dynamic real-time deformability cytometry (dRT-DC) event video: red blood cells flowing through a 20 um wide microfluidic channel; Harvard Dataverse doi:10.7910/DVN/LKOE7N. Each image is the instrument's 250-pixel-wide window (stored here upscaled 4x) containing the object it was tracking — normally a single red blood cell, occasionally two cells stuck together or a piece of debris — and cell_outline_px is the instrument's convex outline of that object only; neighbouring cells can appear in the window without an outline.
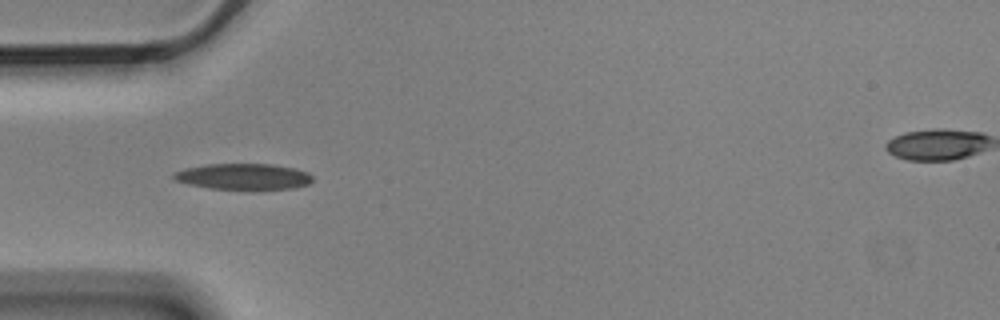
{"species": "Egyptian fruit bat (a non-hibernating species)", "species_latin": "Rousettus aegyptiacus", "temperature_condition": "cold", "stored_images_in_passage": 8, "camera_frame_rate_fps": 3000, "um_per_image_px": 0.085, "animal": {"sex": "male"}, "frame": {"image": 1, "passage_image": 5, "time_ms": 1.333, "image_size_px": [1000, 320], "cell_outline_px": [[312, 180], [308, 184], [292, 188], [208, 188], [188, 184], [172, 180], [172, 172], [184, 168], [204, 164], [272, 164], [296, 168], [308, 172], [312, 176]], "centroid_in_image_um": [20.62, 14.98], "position_along_channel_um": 64.4, "area_um2": 20.92}}
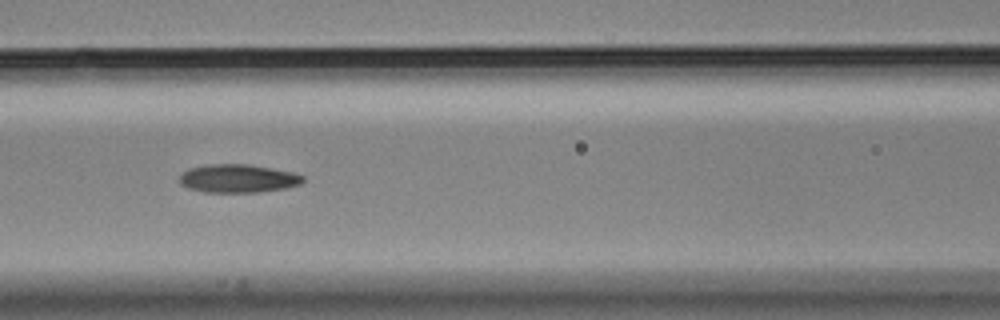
{"frame": {"image": 2, "passage_image": 7, "time_ms": 2.0, "image_size_px": [1000, 320], "cell_outline_px": [[304, 180], [300, 184], [284, 188], [260, 192], [204, 192], [188, 188], [180, 184], [180, 176], [188, 168], [208, 164], [248, 164], [292, 172], [304, 176]], "centroid_in_image_um": [20.21, 15.17], "position_along_channel_um": 146.4, "area_um2": 20.29}}
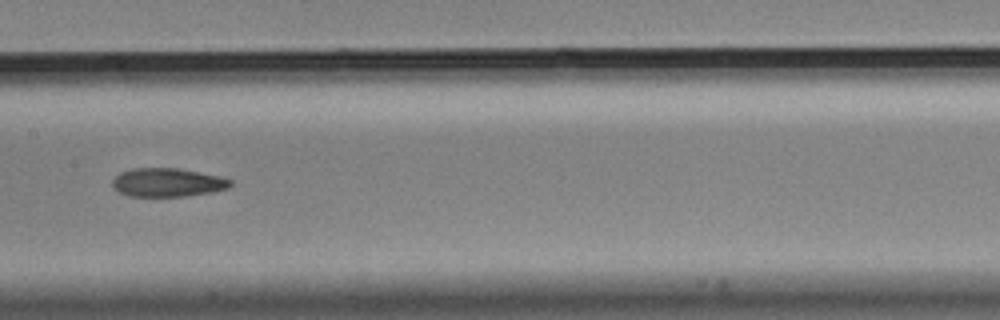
{"frame": {"image": 3, "passage_image": 8, "time_ms": 2.333, "image_size_px": [1000, 320], "cell_outline_px": [[232, 184], [228, 188], [212, 192], [184, 196], [128, 196], [112, 188], [112, 180], [120, 172], [132, 168], [176, 168], [220, 176], [232, 180]], "centroid_in_image_um": [14.22, 15.51], "position_along_channel_um": 193.2, "area_um2": 19.65}}